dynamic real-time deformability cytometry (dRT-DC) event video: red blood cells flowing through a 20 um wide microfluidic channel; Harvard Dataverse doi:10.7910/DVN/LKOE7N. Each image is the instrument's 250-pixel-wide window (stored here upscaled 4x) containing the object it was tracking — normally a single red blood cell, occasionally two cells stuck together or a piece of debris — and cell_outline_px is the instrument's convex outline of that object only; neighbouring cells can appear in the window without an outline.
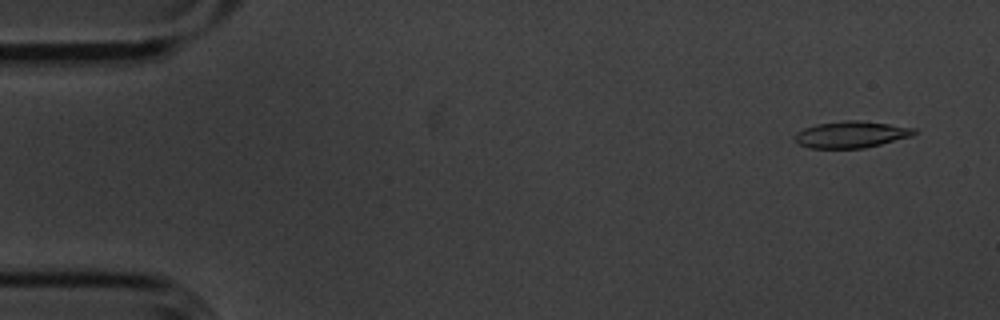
{"species": "common noctule bat (a hibernating species)", "species_latin": "Nyctalus noctula", "temperature_condition": "cold", "stored_images_in_passage": 55, "camera_frame_rate_fps": 3000, "um_per_image_px": 0.085, "animal": {"sex": "male", "body_mass_g": 20.1, "forearm_length_mm": 53.5}, "frame": {"image": 1, "passage_image": 3, "time_ms": 0.667, "image_size_px": [1000, 320], "cell_outline_px": [[916, 132], [912, 136], [864, 148], [808, 148], [800, 144], [796, 140], [796, 132], [804, 128], [816, 124], [844, 120], [860, 120], [916, 128]], "centroid_in_image_um": [72.35, 11.42], "position_along_channel_um": 12.6, "area_um2": 18.38}}
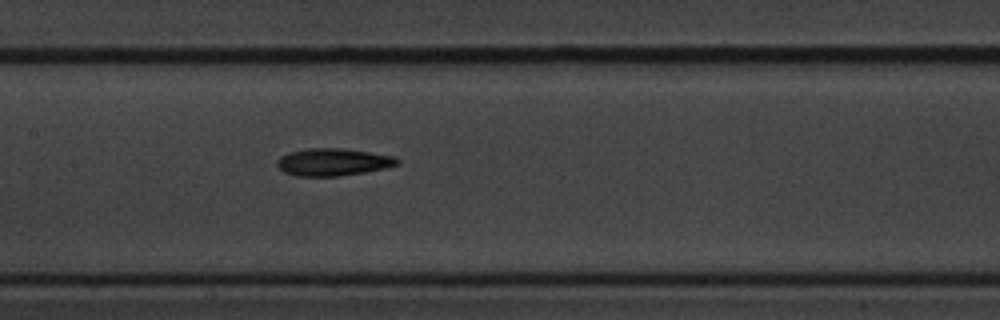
{"frame": {"image": 2, "passage_image": 26, "time_ms": 8.333, "image_size_px": [1000, 320], "cell_outline_px": [[400, 164], [384, 168], [364, 172], [340, 176], [296, 176], [284, 172], [276, 164], [276, 160], [280, 156], [288, 152], [308, 148], [344, 148], [396, 156], [400, 160]], "centroid_in_image_um": [28.31, 13.76], "position_along_channel_um": 179.1, "area_um2": 19.36}}
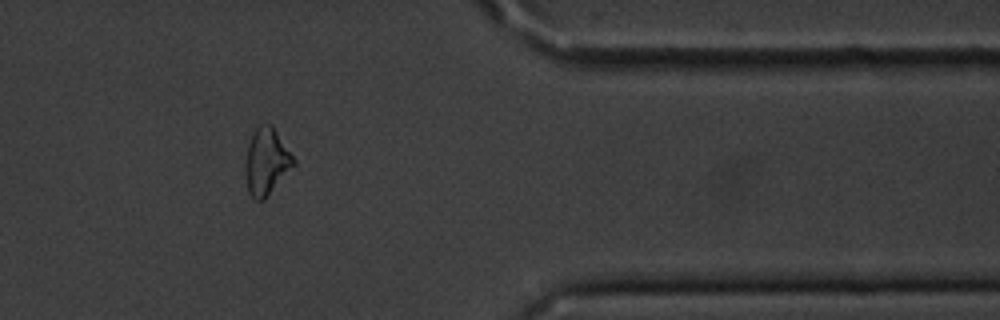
{"frame": {"image": 3, "passage_image": 45, "time_ms": 14.667, "image_size_px": [1000, 320], "cell_outline_px": [[296, 164], [264, 200], [256, 200], [248, 192], [244, 168], [248, 144], [252, 132], [260, 124], [272, 124], [296, 160]], "centroid_in_image_um": [22.65, 13.72], "position_along_channel_um": 388.8, "area_um2": 18.9}, "authors_computed_cell_mechanics": {"area_um2": 18.9006, "velocity_mm_per_s": 3.6131, "shape_relaxation_time_tau1_ms": 2.7475, "shape_relaxation_time_tau2_ms": null, "deformation_change_tau1": 0.102, "deformation_change_tau2": null}}